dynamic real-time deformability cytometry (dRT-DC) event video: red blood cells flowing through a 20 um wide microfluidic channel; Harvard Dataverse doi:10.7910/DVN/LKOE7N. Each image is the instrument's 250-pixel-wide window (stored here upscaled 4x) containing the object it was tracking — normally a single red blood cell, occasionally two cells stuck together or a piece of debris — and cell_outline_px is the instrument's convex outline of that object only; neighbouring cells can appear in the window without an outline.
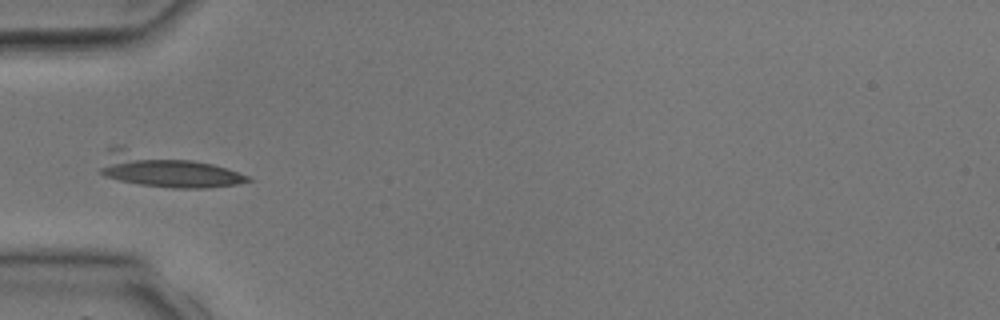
{"species": "common noctule bat (a hibernating species)", "species_latin": "Nyctalus noctula", "temperature_condition": "room temperature", "stored_images_in_passage": 4, "camera_frame_rate_fps": 3000, "um_per_image_px": 0.085, "animal": {"sex": "male", "body_mass_g": 17.9, "forearm_length_mm": 54.2}, "frame": {"image": 1, "passage_image": 4, "time_ms": 3.667, "image_size_px": [1000, 320], "cell_outline_px": [[252, 180], [236, 184], [208, 188], [172, 188], [140, 184], [120, 180], [104, 176], [100, 172], [100, 168], [108, 148], [116, 144], [124, 144], [212, 164], [248, 176]], "centroid_in_image_um": [13.99, 14.41], "position_along_channel_um": 71.0, "area_um2": 29.3}}